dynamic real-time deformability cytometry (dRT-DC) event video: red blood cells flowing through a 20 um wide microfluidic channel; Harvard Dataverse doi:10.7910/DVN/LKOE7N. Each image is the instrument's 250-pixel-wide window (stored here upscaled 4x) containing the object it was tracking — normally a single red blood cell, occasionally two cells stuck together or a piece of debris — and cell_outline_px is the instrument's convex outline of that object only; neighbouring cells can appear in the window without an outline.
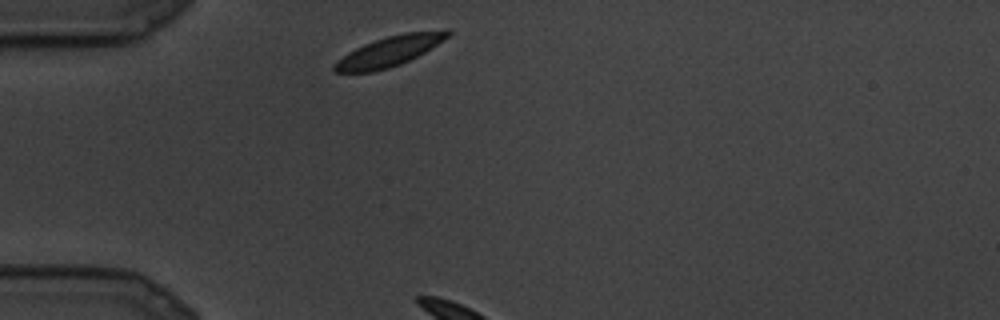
{"species": "common noctule bat (a hibernating species)", "species_latin": "Nyctalus noctula", "temperature_condition": "cold", "stored_images_in_passage": 5, "camera_frame_rate_fps": 3000, "um_per_image_px": 0.085, "animal": {"sex": "male", "body_mass_g": 19.5, "forearm_length_mm": 54.6}, "frame": {"image": 1, "passage_image": 1, "time_ms": 0.0, "image_size_px": [1000, 320], "cell_outline_px": [[452, 32], [444, 40], [424, 52], [400, 64], [388, 68], [372, 72], [336, 72], [332, 68], [348, 52], [364, 44], [388, 36], [404, 32], [448, 28]], "centroid_in_image_um": [33.18, 4.32], "position_along_channel_um": 51.8, "area_um2": 19.59}}